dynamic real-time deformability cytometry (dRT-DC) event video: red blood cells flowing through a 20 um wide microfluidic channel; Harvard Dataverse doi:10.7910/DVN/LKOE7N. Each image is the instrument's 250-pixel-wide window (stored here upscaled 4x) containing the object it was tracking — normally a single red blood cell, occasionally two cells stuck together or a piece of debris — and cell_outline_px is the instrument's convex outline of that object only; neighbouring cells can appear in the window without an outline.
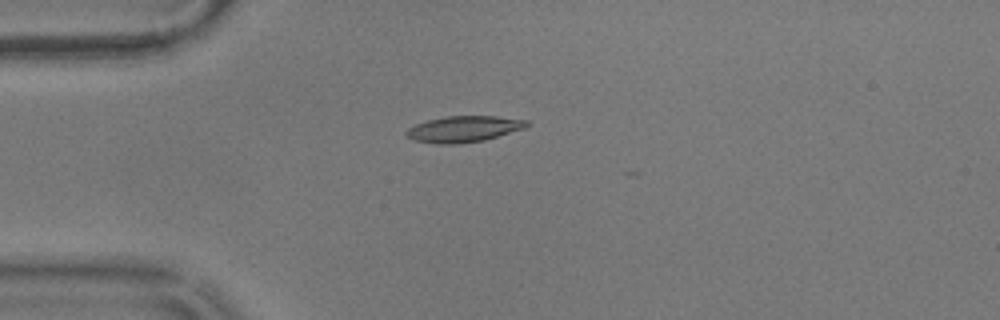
{"species": "common noctule bat (a hibernating species)", "species_latin": "Nyctalus noctula", "temperature_condition": "warm", "stored_images_in_passage": 21, "camera_frame_rate_fps": 3000, "um_per_image_px": 0.085, "animal": {"sex": "male", "body_mass_g": 17.9}, "frame": {"image": 1, "passage_image": 15, "time_ms": 4.667, "image_size_px": [1000, 320], "cell_outline_px": [[532, 124], [524, 128], [484, 140], [460, 144], [436, 144], [416, 140], [404, 136], [404, 132], [408, 128], [416, 124], [428, 120], [448, 116], [496, 116], [528, 120]], "centroid_in_image_um": [39.41, 10.97], "position_along_channel_um": 45.6, "area_um2": 18.38}}